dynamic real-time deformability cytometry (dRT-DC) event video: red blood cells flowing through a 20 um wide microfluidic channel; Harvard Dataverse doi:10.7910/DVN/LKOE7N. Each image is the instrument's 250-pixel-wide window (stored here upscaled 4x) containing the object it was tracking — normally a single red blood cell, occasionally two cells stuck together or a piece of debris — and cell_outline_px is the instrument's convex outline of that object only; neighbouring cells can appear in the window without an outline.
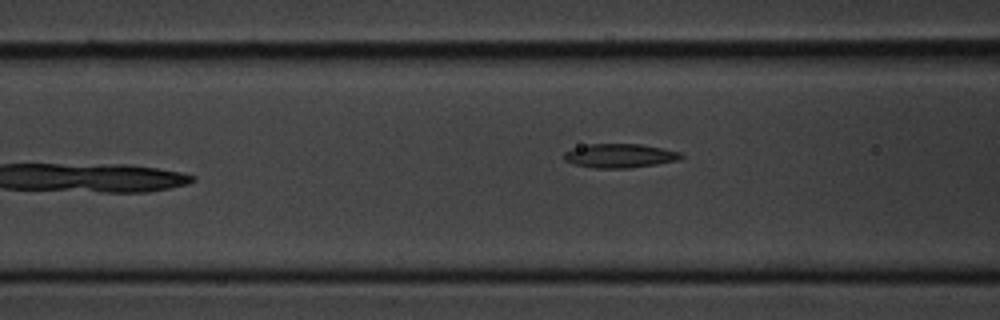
{"species": "common noctule bat (a hibernating species)", "species_latin": "Nyctalus noctula", "temperature_condition": "cold", "stored_images_in_passage": 7, "camera_frame_rate_fps": 3000, "um_per_image_px": 0.085, "animal": {"sex": "male", "body_mass_g": 20.1, "forearm_length_mm": 53.5}, "frame": {"image": 1, "passage_image": 5, "time_ms": 1.333, "image_size_px": [1000, 320], "cell_outline_px": [[684, 156], [680, 160], [632, 168], [592, 168], [576, 164], [564, 160], [564, 152], [588, 144], [640, 144], [684, 152]], "centroid_in_image_um": [52.75, 13.24], "position_along_channel_um": 113.8, "area_um2": 16.42}}